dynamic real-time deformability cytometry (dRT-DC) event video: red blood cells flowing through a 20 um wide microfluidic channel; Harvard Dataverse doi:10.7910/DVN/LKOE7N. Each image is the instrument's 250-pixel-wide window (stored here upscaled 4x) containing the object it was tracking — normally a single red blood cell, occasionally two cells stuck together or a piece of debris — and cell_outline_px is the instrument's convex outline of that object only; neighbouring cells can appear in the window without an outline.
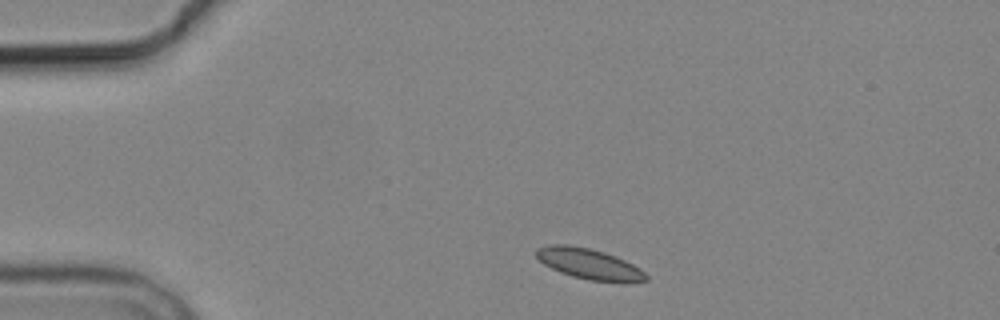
{"species": "common noctule bat (a hibernating species)", "species_latin": "Nyctalus noctula", "temperature_condition": "cold", "stored_images_in_passage": 2, "camera_frame_rate_fps": 3000, "um_per_image_px": 0.085, "animal": {"sex": "male", "body_mass_g": 19.2, "forearm_length_mm": 51.8}, "frame": {"image": 1, "passage_image": 1, "time_ms": 0.0, "image_size_px": [1000, 320], "cell_outline_px": [[648, 280], [628, 284], [624, 284], [588, 280], [572, 276], [560, 272], [544, 264], [536, 256], [536, 248], [548, 244], [568, 244], [588, 248], [604, 252], [616, 256], [640, 268], [648, 276]], "centroid_in_image_um": [50.12, 22.46], "position_along_channel_um": 34.9, "area_um2": 20.0}}